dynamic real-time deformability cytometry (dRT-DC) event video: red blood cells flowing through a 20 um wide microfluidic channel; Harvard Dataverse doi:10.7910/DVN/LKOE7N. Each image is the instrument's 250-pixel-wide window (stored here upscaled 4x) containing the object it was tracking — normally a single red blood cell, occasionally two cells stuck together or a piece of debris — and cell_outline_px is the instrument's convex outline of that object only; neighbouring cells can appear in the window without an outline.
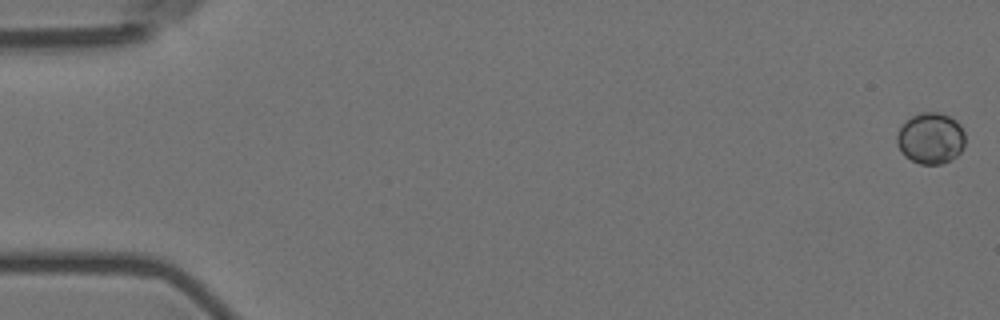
{"species": "Egyptian fruit bat (a non-hibernating species)", "species_latin": "Rousettus aegyptiacus", "temperature_condition": "room temperature", "stored_images_in_passage": 31, "camera_frame_rate_fps": 3000, "um_per_image_px": 0.085, "animal": {"sex": "female"}, "frame": {"image": 1, "passage_image": 1, "time_ms": 0.0, "image_size_px": [1000, 320], "cell_outline_px": [[964, 148], [952, 160], [940, 164], [920, 164], [904, 156], [900, 152], [896, 144], [896, 136], [900, 128], [912, 116], [920, 112], [940, 112], [956, 120], [960, 124], [964, 132]], "centroid_in_image_um": [79.11, 11.76], "position_along_channel_um": 5.9, "area_um2": 20.52}}
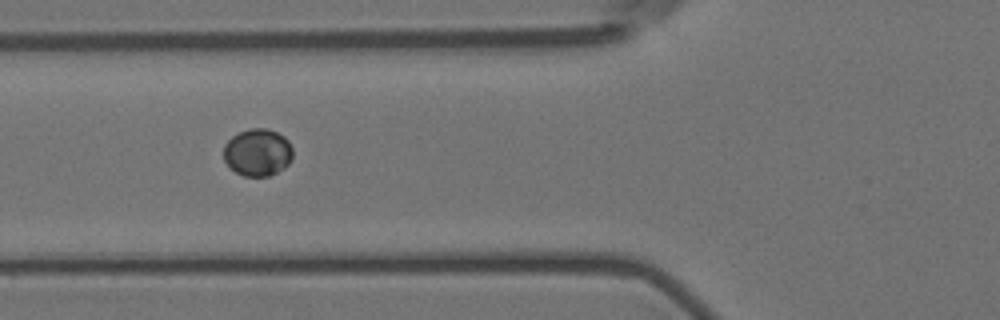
{"frame": {"image": 2, "passage_image": 22, "time_ms": 7.0, "image_size_px": [1000, 320], "cell_outline_px": [[292, 160], [284, 168], [268, 176], [244, 176], [236, 172], [224, 160], [224, 144], [232, 136], [248, 128], [264, 128], [276, 132], [284, 136], [288, 140], [292, 148]], "centroid_in_image_um": [21.9, 12.94], "position_along_channel_um": 103.9, "area_um2": 19.02}}
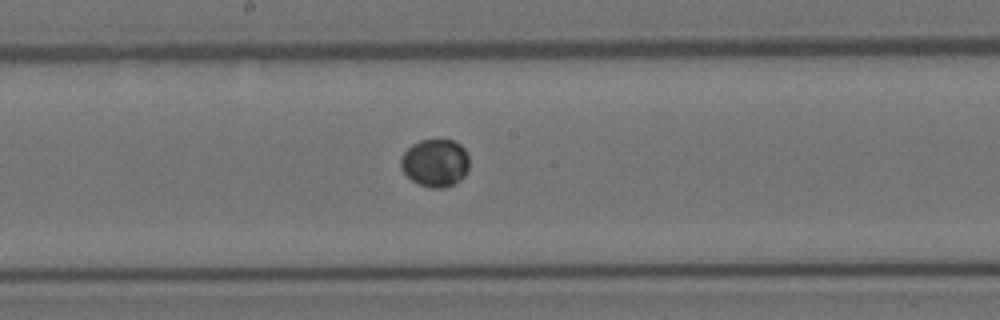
{"frame": {"image": 3, "passage_image": 31, "time_ms": 10.0, "image_size_px": [1000, 320], "cell_outline_px": [[468, 168], [464, 176], [460, 180], [444, 188], [432, 188], [420, 184], [412, 180], [404, 172], [400, 164], [400, 160], [404, 152], [412, 144], [420, 140], [456, 140], [464, 148], [468, 156]], "centroid_in_image_um": [37.0, 13.83], "position_along_channel_um": 211.2, "area_um2": 18.96}}